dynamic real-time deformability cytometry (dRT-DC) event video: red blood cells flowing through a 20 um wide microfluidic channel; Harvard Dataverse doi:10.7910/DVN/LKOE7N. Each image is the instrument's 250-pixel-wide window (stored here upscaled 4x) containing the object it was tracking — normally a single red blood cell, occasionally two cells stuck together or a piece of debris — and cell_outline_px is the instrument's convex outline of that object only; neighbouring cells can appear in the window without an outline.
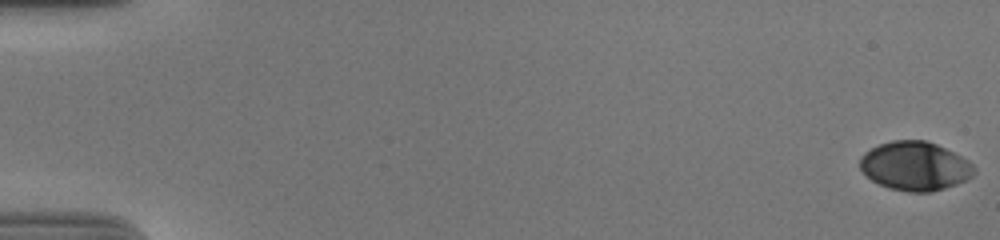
{"species": "human", "species_latin": "Homo sapiens", "temperature_condition": "cold", "stored_images_in_passage": 57, "camera_frame_rate_fps": 3000, "um_per_image_px": 0.085, "donor": {"sex": "male"}, "frame": {"image": 1, "passage_image": 1, "time_ms": 0.0, "image_size_px": [1000, 240], "cell_outline_px": [[976, 172], [972, 176], [956, 184], [932, 192], [908, 192], [888, 188], [872, 180], [860, 168], [860, 156], [864, 152], [880, 144], [892, 140], [924, 140], [936, 144], [968, 160], [976, 168]], "centroid_in_image_um": [77.77, 14.12], "position_along_channel_um": 7.2, "area_um2": 32.37}}
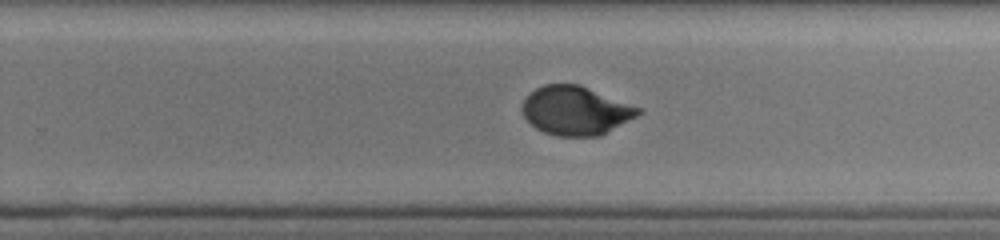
{"frame": {"image": 2, "passage_image": 38, "time_ms": 12.333, "image_size_px": [1000, 240], "cell_outline_px": [[644, 112], [600, 136], [556, 136], [544, 132], [536, 128], [524, 116], [520, 108], [524, 100], [536, 88], [544, 84], [580, 84], [644, 108]], "centroid_in_image_um": [48.97, 9.39], "position_along_channel_um": 280.8, "area_um2": 33.23}}
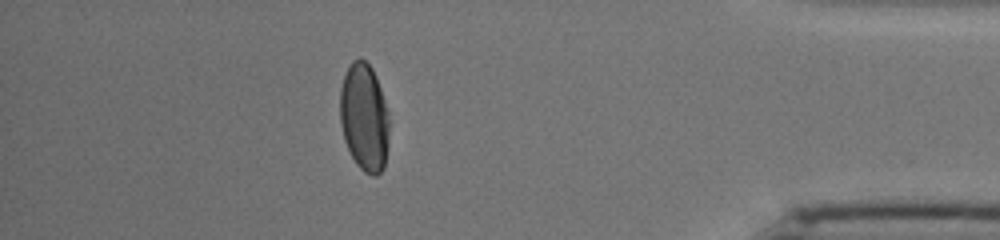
{"frame": {"image": 3, "passage_image": 51, "time_ms": 16.667, "image_size_px": [1000, 240], "cell_outline_px": [[388, 144], [384, 168], [376, 176], [372, 176], [364, 172], [356, 164], [344, 140], [340, 124], [340, 88], [344, 76], [352, 60], [360, 56], [372, 68], [376, 76], [388, 112]], "centroid_in_image_um": [30.95, 9.98], "position_along_channel_um": 404.2, "area_um2": 31.04}, "authors_computed_cell_mechanics": {"area_um2": 33.0616, "velocity_mm_per_s": 3.6917, "shape_relaxation_time_tau1_ms": 5.2733, "shape_relaxation_time_tau2_ms": 0.9521, "deformation_change_tau1": 0.1723, "deformation_change_tau2": 0.0365}}